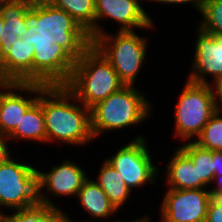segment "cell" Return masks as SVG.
Segmentation results:
<instances>
[{
    "mask_svg": "<svg viewBox=\"0 0 222 222\" xmlns=\"http://www.w3.org/2000/svg\"><path fill=\"white\" fill-rule=\"evenodd\" d=\"M139 91L135 85H125L91 108L94 139L111 130L136 126L152 114V103Z\"/></svg>",
    "mask_w": 222,
    "mask_h": 222,
    "instance_id": "4",
    "label": "cell"
},
{
    "mask_svg": "<svg viewBox=\"0 0 222 222\" xmlns=\"http://www.w3.org/2000/svg\"><path fill=\"white\" fill-rule=\"evenodd\" d=\"M8 141L9 143L11 142L7 136L0 134V165L12 157L10 156V151L8 150L10 148L8 146Z\"/></svg>",
    "mask_w": 222,
    "mask_h": 222,
    "instance_id": "27",
    "label": "cell"
},
{
    "mask_svg": "<svg viewBox=\"0 0 222 222\" xmlns=\"http://www.w3.org/2000/svg\"><path fill=\"white\" fill-rule=\"evenodd\" d=\"M81 208H83L92 218L105 219L118 211L117 208L110 202L106 193L89 177L83 182L81 189L77 195Z\"/></svg>",
    "mask_w": 222,
    "mask_h": 222,
    "instance_id": "17",
    "label": "cell"
},
{
    "mask_svg": "<svg viewBox=\"0 0 222 222\" xmlns=\"http://www.w3.org/2000/svg\"><path fill=\"white\" fill-rule=\"evenodd\" d=\"M205 221L222 222V198L211 196Z\"/></svg>",
    "mask_w": 222,
    "mask_h": 222,
    "instance_id": "25",
    "label": "cell"
},
{
    "mask_svg": "<svg viewBox=\"0 0 222 222\" xmlns=\"http://www.w3.org/2000/svg\"><path fill=\"white\" fill-rule=\"evenodd\" d=\"M6 222H66V213L61 208L49 207L43 203L13 210L10 215H1Z\"/></svg>",
    "mask_w": 222,
    "mask_h": 222,
    "instance_id": "21",
    "label": "cell"
},
{
    "mask_svg": "<svg viewBox=\"0 0 222 222\" xmlns=\"http://www.w3.org/2000/svg\"><path fill=\"white\" fill-rule=\"evenodd\" d=\"M38 174L40 203L53 208L59 207L48 196H45L44 189L47 190V195L50 192V195L56 197L73 195L77 198L83 182L88 178L85 170L68 159L59 165H53L47 173L38 170Z\"/></svg>",
    "mask_w": 222,
    "mask_h": 222,
    "instance_id": "12",
    "label": "cell"
},
{
    "mask_svg": "<svg viewBox=\"0 0 222 222\" xmlns=\"http://www.w3.org/2000/svg\"><path fill=\"white\" fill-rule=\"evenodd\" d=\"M94 2L95 39L107 32L99 25L103 18H110L119 23V32L136 31V28L143 30L155 28L154 20L144 10L143 5L141 6V0H95Z\"/></svg>",
    "mask_w": 222,
    "mask_h": 222,
    "instance_id": "10",
    "label": "cell"
},
{
    "mask_svg": "<svg viewBox=\"0 0 222 222\" xmlns=\"http://www.w3.org/2000/svg\"><path fill=\"white\" fill-rule=\"evenodd\" d=\"M199 146L211 151H222V112L215 111L200 135L194 140Z\"/></svg>",
    "mask_w": 222,
    "mask_h": 222,
    "instance_id": "23",
    "label": "cell"
},
{
    "mask_svg": "<svg viewBox=\"0 0 222 222\" xmlns=\"http://www.w3.org/2000/svg\"><path fill=\"white\" fill-rule=\"evenodd\" d=\"M27 31L20 37L34 47L32 83L66 85L75 61L92 45L88 33L63 9L47 0L33 3L24 15Z\"/></svg>",
    "mask_w": 222,
    "mask_h": 222,
    "instance_id": "1",
    "label": "cell"
},
{
    "mask_svg": "<svg viewBox=\"0 0 222 222\" xmlns=\"http://www.w3.org/2000/svg\"><path fill=\"white\" fill-rule=\"evenodd\" d=\"M65 86L79 102L91 109L125 84L110 62L92 44L75 61L71 78Z\"/></svg>",
    "mask_w": 222,
    "mask_h": 222,
    "instance_id": "3",
    "label": "cell"
},
{
    "mask_svg": "<svg viewBox=\"0 0 222 222\" xmlns=\"http://www.w3.org/2000/svg\"><path fill=\"white\" fill-rule=\"evenodd\" d=\"M199 26L203 31L222 36V0H205Z\"/></svg>",
    "mask_w": 222,
    "mask_h": 222,
    "instance_id": "24",
    "label": "cell"
},
{
    "mask_svg": "<svg viewBox=\"0 0 222 222\" xmlns=\"http://www.w3.org/2000/svg\"><path fill=\"white\" fill-rule=\"evenodd\" d=\"M214 175H222V151H213Z\"/></svg>",
    "mask_w": 222,
    "mask_h": 222,
    "instance_id": "30",
    "label": "cell"
},
{
    "mask_svg": "<svg viewBox=\"0 0 222 222\" xmlns=\"http://www.w3.org/2000/svg\"><path fill=\"white\" fill-rule=\"evenodd\" d=\"M32 4L28 2H0V16L4 20L3 40H17L27 31L24 15Z\"/></svg>",
    "mask_w": 222,
    "mask_h": 222,
    "instance_id": "20",
    "label": "cell"
},
{
    "mask_svg": "<svg viewBox=\"0 0 222 222\" xmlns=\"http://www.w3.org/2000/svg\"><path fill=\"white\" fill-rule=\"evenodd\" d=\"M0 222H6L2 216H0Z\"/></svg>",
    "mask_w": 222,
    "mask_h": 222,
    "instance_id": "34",
    "label": "cell"
},
{
    "mask_svg": "<svg viewBox=\"0 0 222 222\" xmlns=\"http://www.w3.org/2000/svg\"><path fill=\"white\" fill-rule=\"evenodd\" d=\"M211 185H214L209 189L211 196L222 198V175H214Z\"/></svg>",
    "mask_w": 222,
    "mask_h": 222,
    "instance_id": "28",
    "label": "cell"
},
{
    "mask_svg": "<svg viewBox=\"0 0 222 222\" xmlns=\"http://www.w3.org/2000/svg\"><path fill=\"white\" fill-rule=\"evenodd\" d=\"M150 1H154L156 3H161V4H193L192 6H194V9H196L198 12L202 11L203 5H204V1L205 0H150Z\"/></svg>",
    "mask_w": 222,
    "mask_h": 222,
    "instance_id": "26",
    "label": "cell"
},
{
    "mask_svg": "<svg viewBox=\"0 0 222 222\" xmlns=\"http://www.w3.org/2000/svg\"><path fill=\"white\" fill-rule=\"evenodd\" d=\"M1 49L0 82L32 83L34 47L27 37L2 40Z\"/></svg>",
    "mask_w": 222,
    "mask_h": 222,
    "instance_id": "14",
    "label": "cell"
},
{
    "mask_svg": "<svg viewBox=\"0 0 222 222\" xmlns=\"http://www.w3.org/2000/svg\"><path fill=\"white\" fill-rule=\"evenodd\" d=\"M14 1H16V2H28L30 4H33V3H36L40 0H0V2H14Z\"/></svg>",
    "mask_w": 222,
    "mask_h": 222,
    "instance_id": "33",
    "label": "cell"
},
{
    "mask_svg": "<svg viewBox=\"0 0 222 222\" xmlns=\"http://www.w3.org/2000/svg\"><path fill=\"white\" fill-rule=\"evenodd\" d=\"M67 12L95 40V0H47Z\"/></svg>",
    "mask_w": 222,
    "mask_h": 222,
    "instance_id": "19",
    "label": "cell"
},
{
    "mask_svg": "<svg viewBox=\"0 0 222 222\" xmlns=\"http://www.w3.org/2000/svg\"><path fill=\"white\" fill-rule=\"evenodd\" d=\"M42 109L47 143L58 140L64 145L80 147L93 142L91 109L79 103L65 85L42 88Z\"/></svg>",
    "mask_w": 222,
    "mask_h": 222,
    "instance_id": "2",
    "label": "cell"
},
{
    "mask_svg": "<svg viewBox=\"0 0 222 222\" xmlns=\"http://www.w3.org/2000/svg\"><path fill=\"white\" fill-rule=\"evenodd\" d=\"M197 31L192 70L187 80L210 84L206 78L210 76L215 84L222 78V36L209 34L200 27Z\"/></svg>",
    "mask_w": 222,
    "mask_h": 222,
    "instance_id": "13",
    "label": "cell"
},
{
    "mask_svg": "<svg viewBox=\"0 0 222 222\" xmlns=\"http://www.w3.org/2000/svg\"><path fill=\"white\" fill-rule=\"evenodd\" d=\"M160 208L161 222H204L211 193L202 189H169Z\"/></svg>",
    "mask_w": 222,
    "mask_h": 222,
    "instance_id": "9",
    "label": "cell"
},
{
    "mask_svg": "<svg viewBox=\"0 0 222 222\" xmlns=\"http://www.w3.org/2000/svg\"><path fill=\"white\" fill-rule=\"evenodd\" d=\"M92 44L110 62L121 81L134 86L146 60L147 37L138 35L136 31H117L115 35L107 32L98 36Z\"/></svg>",
    "mask_w": 222,
    "mask_h": 222,
    "instance_id": "6",
    "label": "cell"
},
{
    "mask_svg": "<svg viewBox=\"0 0 222 222\" xmlns=\"http://www.w3.org/2000/svg\"><path fill=\"white\" fill-rule=\"evenodd\" d=\"M215 90L216 110L222 112V78L213 84Z\"/></svg>",
    "mask_w": 222,
    "mask_h": 222,
    "instance_id": "29",
    "label": "cell"
},
{
    "mask_svg": "<svg viewBox=\"0 0 222 222\" xmlns=\"http://www.w3.org/2000/svg\"><path fill=\"white\" fill-rule=\"evenodd\" d=\"M39 174L34 165L9 158L0 165V208L19 210L39 204ZM0 210V216L3 214Z\"/></svg>",
    "mask_w": 222,
    "mask_h": 222,
    "instance_id": "7",
    "label": "cell"
},
{
    "mask_svg": "<svg viewBox=\"0 0 222 222\" xmlns=\"http://www.w3.org/2000/svg\"><path fill=\"white\" fill-rule=\"evenodd\" d=\"M179 148L196 165L198 179H201L210 188L209 185H211L214 178L213 151L199 146L194 141L184 142Z\"/></svg>",
    "mask_w": 222,
    "mask_h": 222,
    "instance_id": "22",
    "label": "cell"
},
{
    "mask_svg": "<svg viewBox=\"0 0 222 222\" xmlns=\"http://www.w3.org/2000/svg\"><path fill=\"white\" fill-rule=\"evenodd\" d=\"M150 219L151 218H149V216H143L142 218H137L135 220L133 219V221L132 220H130V221H124V220L123 221H118V220L116 221L115 220L113 222H150L151 221ZM66 222H74V220H72V218H70L69 215L66 214ZM89 222H91V221H89Z\"/></svg>",
    "mask_w": 222,
    "mask_h": 222,
    "instance_id": "31",
    "label": "cell"
},
{
    "mask_svg": "<svg viewBox=\"0 0 222 222\" xmlns=\"http://www.w3.org/2000/svg\"><path fill=\"white\" fill-rule=\"evenodd\" d=\"M97 177L95 182L119 211L132 195L131 189L125 184L120 173L106 159H104Z\"/></svg>",
    "mask_w": 222,
    "mask_h": 222,
    "instance_id": "18",
    "label": "cell"
},
{
    "mask_svg": "<svg viewBox=\"0 0 222 222\" xmlns=\"http://www.w3.org/2000/svg\"><path fill=\"white\" fill-rule=\"evenodd\" d=\"M44 86L40 83L0 82L1 135L8 136L15 129L24 113L38 100L39 92ZM28 94L31 95L30 98L25 96Z\"/></svg>",
    "mask_w": 222,
    "mask_h": 222,
    "instance_id": "11",
    "label": "cell"
},
{
    "mask_svg": "<svg viewBox=\"0 0 222 222\" xmlns=\"http://www.w3.org/2000/svg\"><path fill=\"white\" fill-rule=\"evenodd\" d=\"M148 148L146 138L140 134L106 158L131 191L144 184H154L161 173L158 166L154 165Z\"/></svg>",
    "mask_w": 222,
    "mask_h": 222,
    "instance_id": "8",
    "label": "cell"
},
{
    "mask_svg": "<svg viewBox=\"0 0 222 222\" xmlns=\"http://www.w3.org/2000/svg\"><path fill=\"white\" fill-rule=\"evenodd\" d=\"M9 140L22 139L47 143L46 126L42 109V89L38 100L24 113L15 129L7 136Z\"/></svg>",
    "mask_w": 222,
    "mask_h": 222,
    "instance_id": "16",
    "label": "cell"
},
{
    "mask_svg": "<svg viewBox=\"0 0 222 222\" xmlns=\"http://www.w3.org/2000/svg\"><path fill=\"white\" fill-rule=\"evenodd\" d=\"M178 98L174 137L185 142L194 141L216 111L214 87L187 80Z\"/></svg>",
    "mask_w": 222,
    "mask_h": 222,
    "instance_id": "5",
    "label": "cell"
},
{
    "mask_svg": "<svg viewBox=\"0 0 222 222\" xmlns=\"http://www.w3.org/2000/svg\"><path fill=\"white\" fill-rule=\"evenodd\" d=\"M4 25V20L1 18L0 16V61H1V58H2V49H1V43H2V40H3V33H5V30L4 28H2Z\"/></svg>",
    "mask_w": 222,
    "mask_h": 222,
    "instance_id": "32",
    "label": "cell"
},
{
    "mask_svg": "<svg viewBox=\"0 0 222 222\" xmlns=\"http://www.w3.org/2000/svg\"><path fill=\"white\" fill-rule=\"evenodd\" d=\"M166 185L169 189H202L208 187L198 179L197 167L178 147L166 165Z\"/></svg>",
    "mask_w": 222,
    "mask_h": 222,
    "instance_id": "15",
    "label": "cell"
}]
</instances>
